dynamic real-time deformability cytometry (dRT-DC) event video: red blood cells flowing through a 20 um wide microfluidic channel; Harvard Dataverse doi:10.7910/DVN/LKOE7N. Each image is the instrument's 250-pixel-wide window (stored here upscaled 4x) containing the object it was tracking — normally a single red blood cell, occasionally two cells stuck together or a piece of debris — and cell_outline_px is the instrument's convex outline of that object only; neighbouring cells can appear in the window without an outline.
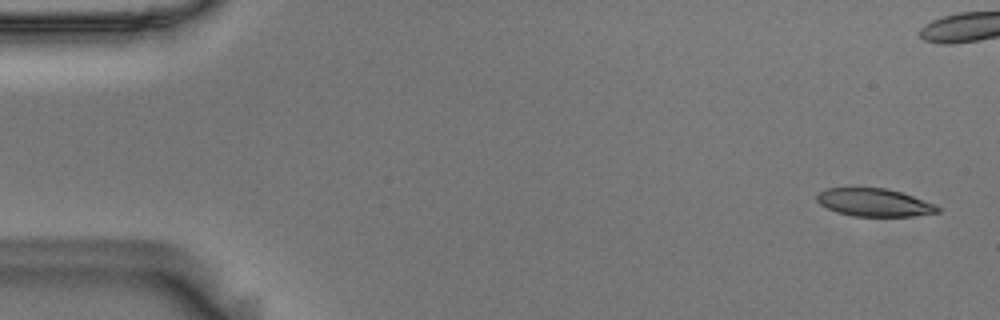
{"species": "Egyptian fruit bat (a non-hibernating species)", "species_latin": "Rousettus aegyptiacus", "temperature_condition": "room temperature", "stored_images_in_passage": 56, "camera_frame_rate_fps": 3000, "um_per_image_px": 0.085, "animal": {"sex": "male"}, "frame": {"image": 1, "passage_image": 2, "time_ms": 0.333, "image_size_px": [1000, 320], "cell_outline_px": [[940, 212], [912, 216], [852, 216], [836, 212], [820, 204], [816, 200], [816, 196], [820, 192], [828, 188], [888, 188], [936, 204], [940, 208]], "centroid_in_image_um": [74.32, 17.21], "position_along_channel_um": 10.7, "area_um2": 19.54}}
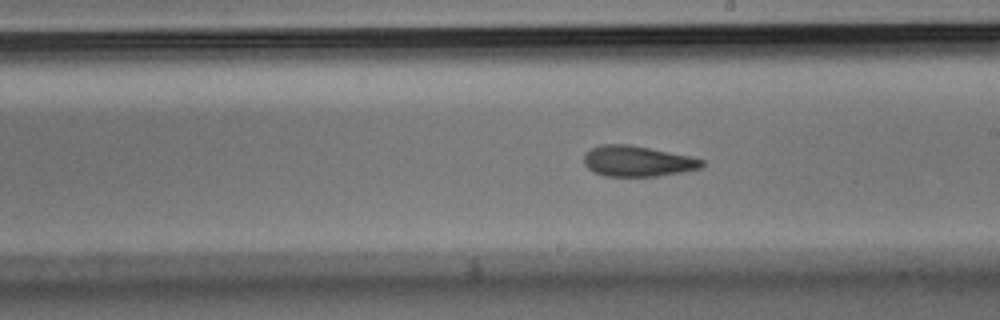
{"frame": {"image": 2, "passage_image": 31, "time_ms": 10.0, "image_size_px": [1000, 320], "cell_outline_px": [[704, 164], [700, 168], [680, 172], [656, 176], [604, 176], [588, 168], [584, 164], [584, 152], [600, 144], [628, 144], [692, 156], [704, 160]], "centroid_in_image_um": [54.17, 13.69], "position_along_channel_um": 234.8, "area_um2": 21.04}}
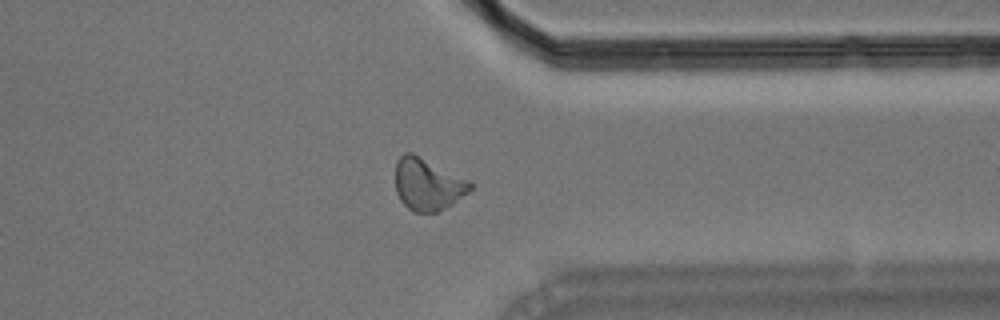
{"frame": {"image": 3, "passage_image": 43, "time_ms": 14.0, "image_size_px": [1000, 320], "cell_outline_px": [[472, 188], [468, 192], [452, 204], [436, 212], [416, 212], [408, 208], [400, 200], [396, 192], [396, 160], [404, 152], [412, 152], [468, 180], [472, 184]], "centroid_in_image_um": [36.33, 15.66], "position_along_channel_um": 375.1, "area_um2": 22.43}, "authors_computed_cell_mechanics": {"area_um2": 21.5305, "velocity_mm_per_s": 3.6014, "shape_relaxation_time_tau1_ms": null, "shape_relaxation_time_tau2_ms": 3.2213, "deformation_change_tau1": null, "deformation_change_tau2": 0.1101}}